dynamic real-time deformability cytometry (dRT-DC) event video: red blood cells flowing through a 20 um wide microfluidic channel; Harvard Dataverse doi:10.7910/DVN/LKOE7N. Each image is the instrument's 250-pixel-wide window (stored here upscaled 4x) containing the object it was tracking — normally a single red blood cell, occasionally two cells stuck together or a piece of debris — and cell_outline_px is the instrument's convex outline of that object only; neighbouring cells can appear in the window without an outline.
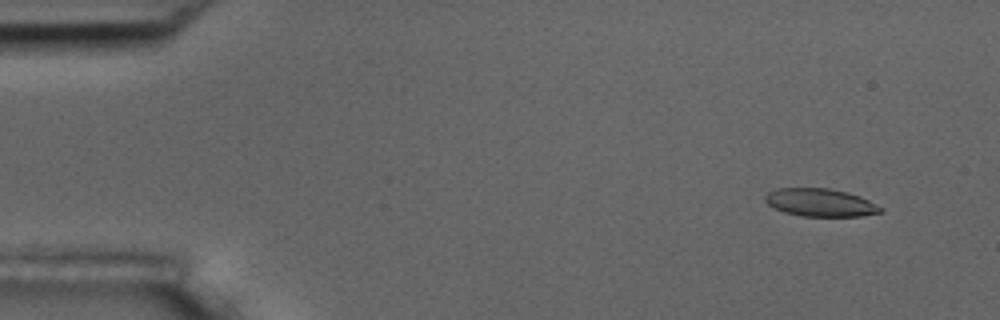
{"species": "common noctule bat (a hibernating species)", "species_latin": "Nyctalus noctula", "temperature_condition": "room temperature", "stored_images_in_passage": 5, "camera_frame_rate_fps": 3000, "um_per_image_px": 0.085, "animal": {"sex": "male", "body_mass_g": 17.5, "forearm_length_mm": 52.3}, "frame": {"image": 1, "passage_image": 1, "time_ms": 0.0, "image_size_px": [1000, 320], "cell_outline_px": [[884, 212], [860, 216], [800, 216], [784, 212], [768, 204], [764, 200], [764, 196], [768, 192], [776, 188], [828, 188], [848, 192], [860, 196], [884, 208]], "centroid_in_image_um": [69.74, 17.21], "position_along_channel_um": 15.3, "area_um2": 18.84}}
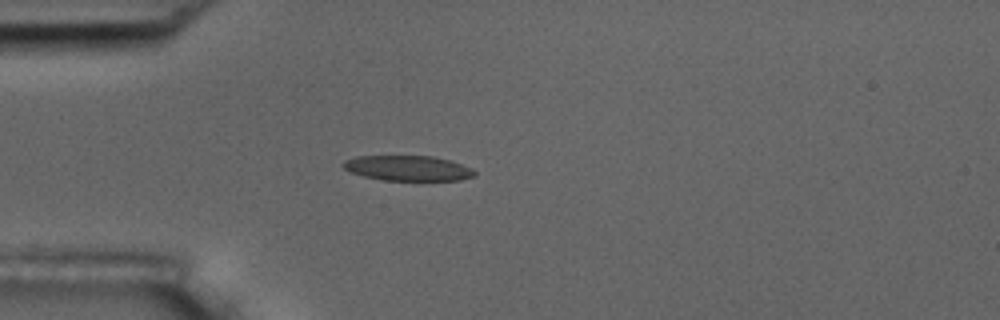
{"frame": {"image": 2, "passage_image": 4, "time_ms": 1.0, "image_size_px": [1000, 320], "cell_outline_px": [[476, 176], [460, 180], [384, 180], [364, 176], [352, 172], [344, 168], [340, 164], [344, 160], [356, 156], [432, 156], [452, 160], [472, 168], [476, 172]], "centroid_in_image_um": [34.7, 14.29], "position_along_channel_um": 50.3, "area_um2": 19.36}}